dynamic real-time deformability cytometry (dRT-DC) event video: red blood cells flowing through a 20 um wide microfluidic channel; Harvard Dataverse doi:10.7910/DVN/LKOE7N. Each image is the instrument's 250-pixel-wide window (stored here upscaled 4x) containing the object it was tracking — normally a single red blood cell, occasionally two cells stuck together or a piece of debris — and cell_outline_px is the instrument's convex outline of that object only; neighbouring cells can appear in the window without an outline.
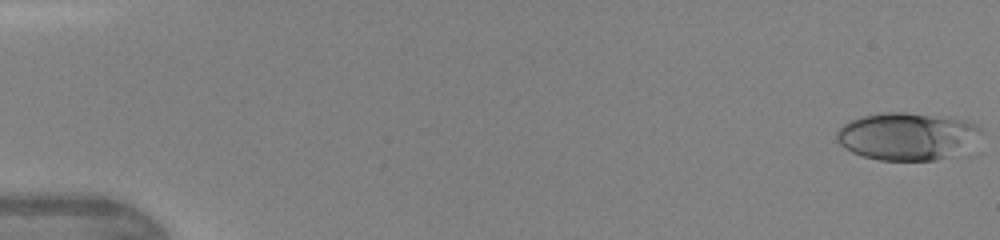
{"species": "human", "species_latin": "Homo sapiens", "temperature_condition": "warm", "stored_images_in_passage": 10, "camera_frame_rate_fps": 3000, "um_per_image_px": 0.085, "donor": {"sex": "female"}, "frame": {"image": 1, "passage_image": 1, "time_ms": 0.0, "image_size_px": [1000, 240], "cell_outline_px": [[984, 152], [976, 156], [936, 160], [880, 160], [864, 156], [852, 152], [844, 148], [836, 140], [836, 132], [848, 120], [864, 116], [888, 112], [908, 112], [948, 116], [972, 120], [984, 132]], "centroid_in_image_um": [77.48, 11.63], "position_along_channel_um": 7.5, "area_um2": 43.06}}